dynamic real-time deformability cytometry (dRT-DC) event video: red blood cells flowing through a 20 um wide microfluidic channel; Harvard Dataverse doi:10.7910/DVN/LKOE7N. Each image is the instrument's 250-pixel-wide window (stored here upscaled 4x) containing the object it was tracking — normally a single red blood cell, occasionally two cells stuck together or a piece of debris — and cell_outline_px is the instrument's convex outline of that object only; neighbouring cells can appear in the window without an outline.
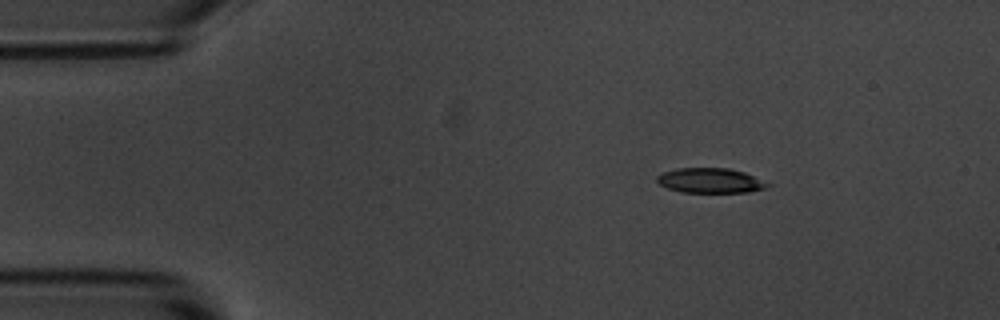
{"species": "common noctule bat (a hibernating species)", "species_latin": "Nyctalus noctula", "temperature_condition": "room temperature", "stored_images_in_passage": 48, "camera_frame_rate_fps": 3000, "um_per_image_px": 0.085, "animal": {"sex": "male", "body_mass_g": 20.1, "forearm_length_mm": 53.5}, "frame": {"image": 1, "passage_image": 1, "time_ms": 0.0, "image_size_px": [1000, 320], "cell_outline_px": [[772, 184], [764, 188], [748, 192], [680, 192], [668, 188], [660, 184], [656, 180], [656, 176], [664, 172], [676, 168], [728, 168], [744, 172]], "centroid_in_image_um": [60.36, 15.34], "position_along_channel_um": 24.6, "area_um2": 15.95}}
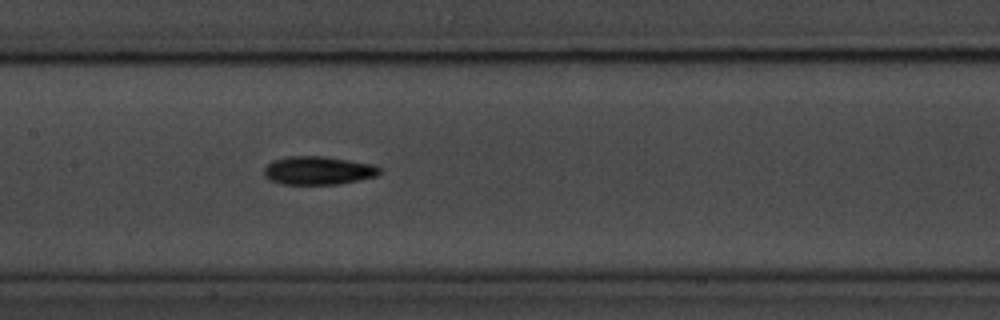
{"frame": {"image": 2, "passage_image": 19, "time_ms": 6.0, "image_size_px": [1000, 320], "cell_outline_px": [[380, 172], [376, 176], [340, 184], [280, 184], [268, 180], [264, 176], [264, 168], [272, 160], [288, 156], [324, 156], [372, 164], [380, 168]], "centroid_in_image_um": [26.99, 14.49], "position_along_channel_um": 180.4, "area_um2": 19.13}}
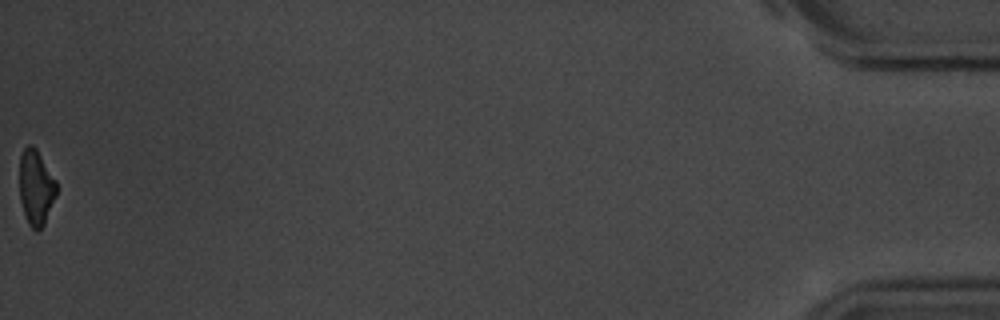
{"frame": {"image": 3, "passage_image": 48, "time_ms": 15.667, "image_size_px": [1000, 320], "cell_outline_px": [[56, 196], [44, 224], [36, 232], [28, 224], [24, 216], [20, 200], [20, 156], [24, 148], [28, 144], [32, 144], [36, 148], [56, 180]], "centroid_in_image_um": [3.05, 15.94], "position_along_channel_um": 432.2, "area_um2": 16.24}, "authors_computed_cell_mechanics": {"area_um2": 17.9758, "velocity_mm_per_s": 3.6461, "shape_relaxation_time_tau1_ms": 2.2886, "shape_relaxation_time_tau2_ms": null, "deformation_change_tau1": 0.1122, "deformation_change_tau2": null}}